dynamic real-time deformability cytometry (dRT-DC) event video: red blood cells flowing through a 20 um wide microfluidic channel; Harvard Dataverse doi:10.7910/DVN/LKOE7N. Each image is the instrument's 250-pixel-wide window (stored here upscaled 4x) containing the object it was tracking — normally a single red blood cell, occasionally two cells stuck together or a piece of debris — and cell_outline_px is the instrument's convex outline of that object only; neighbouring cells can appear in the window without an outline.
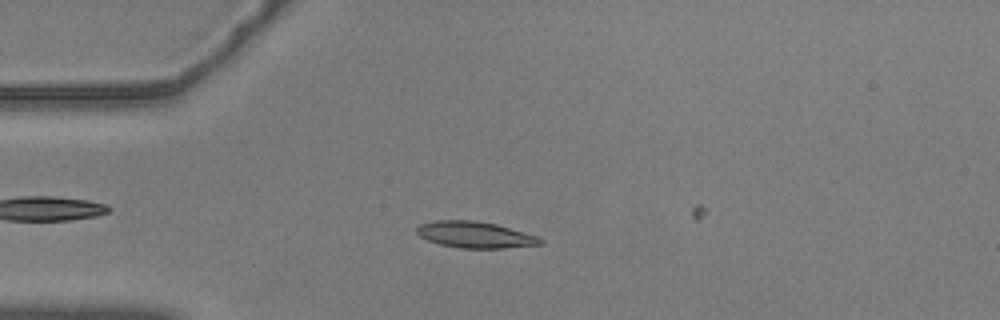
{"species": "common noctule bat (a hibernating species)", "species_latin": "Nyctalus noctula", "temperature_condition": "warm", "stored_images_in_passage": 47, "camera_frame_rate_fps": 3000, "um_per_image_px": 0.085, "animal": {"sex": "male", "body_mass_g": 20.5, "forearm_length_mm": 52.5}, "frame": {"image": 1, "passage_image": 15, "time_ms": 4.667, "image_size_px": [1000, 320], "cell_outline_px": [[544, 244], [504, 248], [460, 248], [440, 244], [428, 240], [420, 236], [416, 232], [416, 228], [420, 224], [436, 220], [476, 220], [496, 224], [540, 236], [544, 240]], "centroid_in_image_um": [40.43, 19.95], "position_along_channel_um": 44.6, "area_um2": 19.13}}
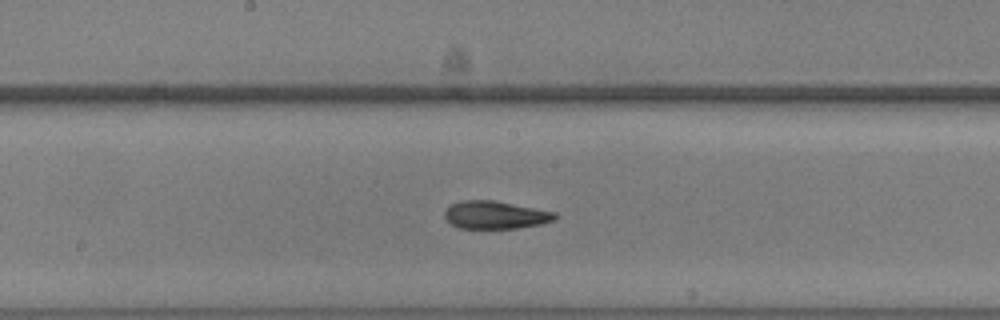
{"frame": {"image": 2, "passage_image": 30, "time_ms": 9.667, "image_size_px": [1000, 320], "cell_outline_px": [[556, 216], [552, 220], [540, 224], [516, 228], [460, 228], [452, 224], [444, 216], [444, 212], [452, 204], [460, 200], [492, 200], [556, 212]], "centroid_in_image_um": [42.07, 18.26], "position_along_channel_um": 206.1, "area_um2": 17.57}}
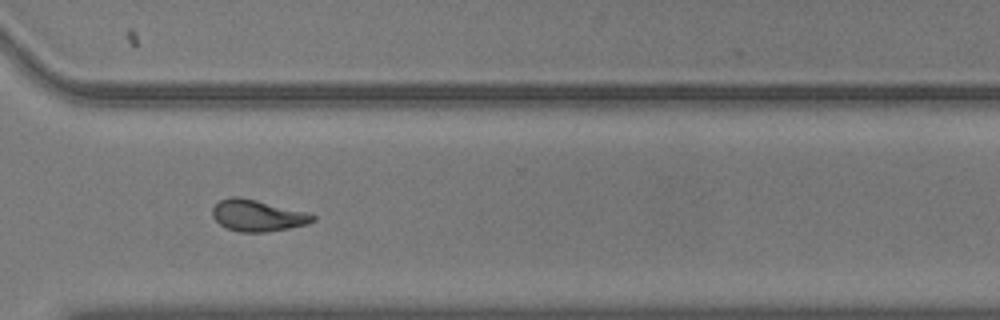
{"frame": {"image": 3, "passage_image": 42, "time_ms": 13.667, "image_size_px": [1000, 320], "cell_outline_px": [[316, 220], [308, 224], [268, 232], [240, 232], [228, 228], [220, 224], [212, 216], [212, 208], [220, 200], [232, 196], [240, 196], [308, 212], [316, 216]], "centroid_in_image_um": [21.91, 18.31], "position_along_channel_um": 348.7, "area_um2": 18.5}}